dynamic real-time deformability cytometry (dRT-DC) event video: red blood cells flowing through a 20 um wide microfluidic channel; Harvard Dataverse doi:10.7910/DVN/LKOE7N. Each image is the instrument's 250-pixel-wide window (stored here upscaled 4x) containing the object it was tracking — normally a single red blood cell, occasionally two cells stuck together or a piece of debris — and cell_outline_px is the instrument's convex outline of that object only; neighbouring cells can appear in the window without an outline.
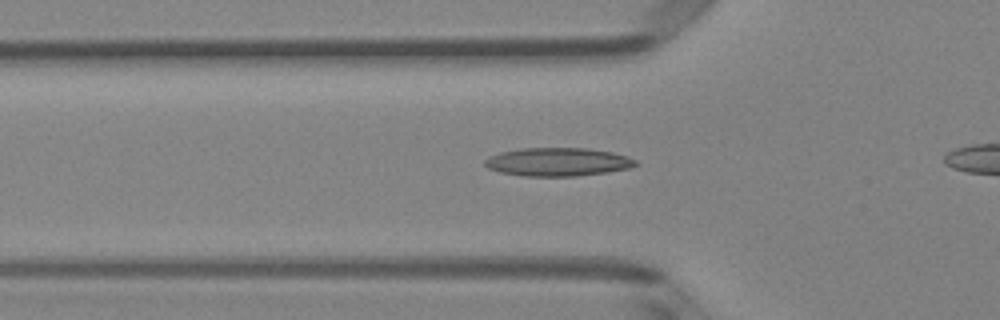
{"species": "Egyptian fruit bat (a non-hibernating species)", "species_latin": "Rousettus aegyptiacus", "temperature_condition": "room temperature", "stored_images_in_passage": 35, "camera_frame_rate_fps": 3000, "um_per_image_px": 0.085, "animal": {"sex": "female"}, "frame": {"image": 1, "passage_image": 9, "time_ms": 2.667, "image_size_px": [1000, 320], "cell_outline_px": [[640, 164], [628, 168], [608, 172], [576, 176], [524, 176], [500, 172], [488, 168], [484, 164], [484, 160], [500, 152], [520, 148], [588, 148], [612, 152], [628, 156], [636, 160]], "centroid_in_image_um": [47.44, 13.76], "position_along_channel_um": 78.4, "area_um2": 24.97}}
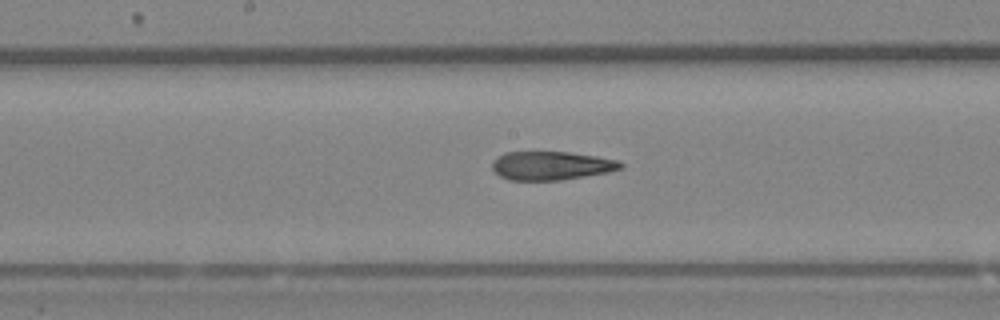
{"frame": {"image": 2, "passage_image": 18, "time_ms": 5.667, "image_size_px": [1000, 320], "cell_outline_px": [[624, 168], [608, 172], [560, 180], [508, 180], [500, 176], [492, 168], [492, 160], [504, 152], [568, 152], [596, 156], [620, 160], [624, 164]], "centroid_in_image_um": [46.87, 14.07], "position_along_channel_um": 201.3, "area_um2": 21.5}}
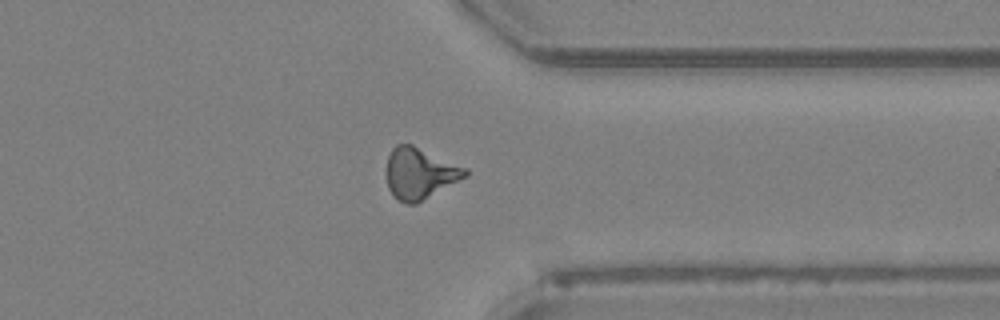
{"frame": {"image": 3, "passage_image": 31, "time_ms": 10.0, "image_size_px": [1000, 320], "cell_outline_px": [[468, 176], [416, 204], [408, 204], [396, 200], [392, 196], [388, 188], [384, 172], [388, 156], [392, 148], [396, 144], [412, 144], [468, 168]], "centroid_in_image_um": [35.65, 14.74], "position_along_channel_um": 375.8, "area_um2": 24.04}}